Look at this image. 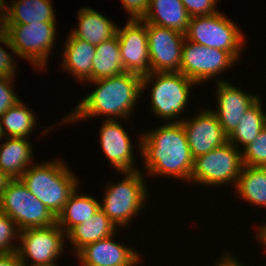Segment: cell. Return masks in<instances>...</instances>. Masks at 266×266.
I'll return each instance as SVG.
<instances>
[{
	"label": "cell",
	"instance_id": "6da1fadb",
	"mask_svg": "<svg viewBox=\"0 0 266 266\" xmlns=\"http://www.w3.org/2000/svg\"><path fill=\"white\" fill-rule=\"evenodd\" d=\"M138 147L148 174L167 175L190 183L194 159L181 122L164 123L141 133Z\"/></svg>",
	"mask_w": 266,
	"mask_h": 266
},
{
	"label": "cell",
	"instance_id": "7a4b0ae2",
	"mask_svg": "<svg viewBox=\"0 0 266 266\" xmlns=\"http://www.w3.org/2000/svg\"><path fill=\"white\" fill-rule=\"evenodd\" d=\"M88 82L97 88L85 96L60 123H73L105 115L106 120H118L121 117L128 119L142 95V76L135 73L123 72Z\"/></svg>",
	"mask_w": 266,
	"mask_h": 266
},
{
	"label": "cell",
	"instance_id": "3957f363",
	"mask_svg": "<svg viewBox=\"0 0 266 266\" xmlns=\"http://www.w3.org/2000/svg\"><path fill=\"white\" fill-rule=\"evenodd\" d=\"M33 164L19 179L57 217L79 187V180L59 159Z\"/></svg>",
	"mask_w": 266,
	"mask_h": 266
},
{
	"label": "cell",
	"instance_id": "277c9868",
	"mask_svg": "<svg viewBox=\"0 0 266 266\" xmlns=\"http://www.w3.org/2000/svg\"><path fill=\"white\" fill-rule=\"evenodd\" d=\"M151 84L150 111L167 123L181 122L183 118L179 116L184 113L196 83L181 72H150L142 76V93Z\"/></svg>",
	"mask_w": 266,
	"mask_h": 266
},
{
	"label": "cell",
	"instance_id": "5b68a950",
	"mask_svg": "<svg viewBox=\"0 0 266 266\" xmlns=\"http://www.w3.org/2000/svg\"><path fill=\"white\" fill-rule=\"evenodd\" d=\"M56 22L5 25L0 30V43L12 54L30 61L35 69L45 68L55 44Z\"/></svg>",
	"mask_w": 266,
	"mask_h": 266
},
{
	"label": "cell",
	"instance_id": "8992f818",
	"mask_svg": "<svg viewBox=\"0 0 266 266\" xmlns=\"http://www.w3.org/2000/svg\"><path fill=\"white\" fill-rule=\"evenodd\" d=\"M121 181L109 183L106 186L104 199L100 209L118 227L130 225V221L141 212L144 203L148 200L144 173L140 170L122 172Z\"/></svg>",
	"mask_w": 266,
	"mask_h": 266
},
{
	"label": "cell",
	"instance_id": "52a82bcc",
	"mask_svg": "<svg viewBox=\"0 0 266 266\" xmlns=\"http://www.w3.org/2000/svg\"><path fill=\"white\" fill-rule=\"evenodd\" d=\"M242 32L237 23L218 11L209 16L191 17L185 38L206 47L227 51L238 61L245 47Z\"/></svg>",
	"mask_w": 266,
	"mask_h": 266
},
{
	"label": "cell",
	"instance_id": "ba28073f",
	"mask_svg": "<svg viewBox=\"0 0 266 266\" xmlns=\"http://www.w3.org/2000/svg\"><path fill=\"white\" fill-rule=\"evenodd\" d=\"M0 211L8 215L18 229L48 227L56 216L37 199L20 179H11L0 197Z\"/></svg>",
	"mask_w": 266,
	"mask_h": 266
},
{
	"label": "cell",
	"instance_id": "9c48e42d",
	"mask_svg": "<svg viewBox=\"0 0 266 266\" xmlns=\"http://www.w3.org/2000/svg\"><path fill=\"white\" fill-rule=\"evenodd\" d=\"M242 167L241 150L227 142L194 159L190 182H198L207 187L232 183L235 187Z\"/></svg>",
	"mask_w": 266,
	"mask_h": 266
},
{
	"label": "cell",
	"instance_id": "30bf717a",
	"mask_svg": "<svg viewBox=\"0 0 266 266\" xmlns=\"http://www.w3.org/2000/svg\"><path fill=\"white\" fill-rule=\"evenodd\" d=\"M66 233L55 223L48 227L28 228L20 231L17 253L23 266H52L63 254Z\"/></svg>",
	"mask_w": 266,
	"mask_h": 266
},
{
	"label": "cell",
	"instance_id": "8fae6325",
	"mask_svg": "<svg viewBox=\"0 0 266 266\" xmlns=\"http://www.w3.org/2000/svg\"><path fill=\"white\" fill-rule=\"evenodd\" d=\"M234 63L236 60L227 51L184 39L180 72L194 81L196 85L217 76L216 82L227 81L222 77L219 79L218 74L227 71L226 69Z\"/></svg>",
	"mask_w": 266,
	"mask_h": 266
},
{
	"label": "cell",
	"instance_id": "7c38bea8",
	"mask_svg": "<svg viewBox=\"0 0 266 266\" xmlns=\"http://www.w3.org/2000/svg\"><path fill=\"white\" fill-rule=\"evenodd\" d=\"M150 72H180L185 34L146 24Z\"/></svg>",
	"mask_w": 266,
	"mask_h": 266
},
{
	"label": "cell",
	"instance_id": "4fadbf2b",
	"mask_svg": "<svg viewBox=\"0 0 266 266\" xmlns=\"http://www.w3.org/2000/svg\"><path fill=\"white\" fill-rule=\"evenodd\" d=\"M193 118L181 121L186 132L190 153L193 159L207 154L228 142L217 116L212 109L201 108Z\"/></svg>",
	"mask_w": 266,
	"mask_h": 266
},
{
	"label": "cell",
	"instance_id": "5bb4252c",
	"mask_svg": "<svg viewBox=\"0 0 266 266\" xmlns=\"http://www.w3.org/2000/svg\"><path fill=\"white\" fill-rule=\"evenodd\" d=\"M122 65L125 72L145 76L150 73V58L146 23L130 20L117 28Z\"/></svg>",
	"mask_w": 266,
	"mask_h": 266
},
{
	"label": "cell",
	"instance_id": "9a60e30c",
	"mask_svg": "<svg viewBox=\"0 0 266 266\" xmlns=\"http://www.w3.org/2000/svg\"><path fill=\"white\" fill-rule=\"evenodd\" d=\"M216 109L212 110L218 118L225 134L234 132L245 112L260 98L250 94L228 81L216 82Z\"/></svg>",
	"mask_w": 266,
	"mask_h": 266
},
{
	"label": "cell",
	"instance_id": "2e32d148",
	"mask_svg": "<svg viewBox=\"0 0 266 266\" xmlns=\"http://www.w3.org/2000/svg\"><path fill=\"white\" fill-rule=\"evenodd\" d=\"M98 131L100 146L112 167L121 173L140 170L134 166L131 138L118 120L105 119Z\"/></svg>",
	"mask_w": 266,
	"mask_h": 266
},
{
	"label": "cell",
	"instance_id": "e0dca14e",
	"mask_svg": "<svg viewBox=\"0 0 266 266\" xmlns=\"http://www.w3.org/2000/svg\"><path fill=\"white\" fill-rule=\"evenodd\" d=\"M113 236L83 247L77 254L81 266H135L141 255L131 247L114 241Z\"/></svg>",
	"mask_w": 266,
	"mask_h": 266
},
{
	"label": "cell",
	"instance_id": "ac0fdd59",
	"mask_svg": "<svg viewBox=\"0 0 266 266\" xmlns=\"http://www.w3.org/2000/svg\"><path fill=\"white\" fill-rule=\"evenodd\" d=\"M69 34L64 43L61 66L78 81H92V62L96 48L87 41Z\"/></svg>",
	"mask_w": 266,
	"mask_h": 266
},
{
	"label": "cell",
	"instance_id": "d6986e66",
	"mask_svg": "<svg viewBox=\"0 0 266 266\" xmlns=\"http://www.w3.org/2000/svg\"><path fill=\"white\" fill-rule=\"evenodd\" d=\"M116 232L117 226L99 208L88 220L72 227L66 233V239L77 254L86 245L114 236Z\"/></svg>",
	"mask_w": 266,
	"mask_h": 266
},
{
	"label": "cell",
	"instance_id": "ffe728a7",
	"mask_svg": "<svg viewBox=\"0 0 266 266\" xmlns=\"http://www.w3.org/2000/svg\"><path fill=\"white\" fill-rule=\"evenodd\" d=\"M190 18L181 0H149L143 21L185 34Z\"/></svg>",
	"mask_w": 266,
	"mask_h": 266
},
{
	"label": "cell",
	"instance_id": "44dd1931",
	"mask_svg": "<svg viewBox=\"0 0 266 266\" xmlns=\"http://www.w3.org/2000/svg\"><path fill=\"white\" fill-rule=\"evenodd\" d=\"M78 25L70 33L96 46L117 34L118 26L97 10L83 7L78 12Z\"/></svg>",
	"mask_w": 266,
	"mask_h": 266
},
{
	"label": "cell",
	"instance_id": "7402d4cb",
	"mask_svg": "<svg viewBox=\"0 0 266 266\" xmlns=\"http://www.w3.org/2000/svg\"><path fill=\"white\" fill-rule=\"evenodd\" d=\"M5 139L6 141L0 144V170L10 179H19L26 169L33 165V146L29 138Z\"/></svg>",
	"mask_w": 266,
	"mask_h": 266
},
{
	"label": "cell",
	"instance_id": "603a6c76",
	"mask_svg": "<svg viewBox=\"0 0 266 266\" xmlns=\"http://www.w3.org/2000/svg\"><path fill=\"white\" fill-rule=\"evenodd\" d=\"M50 0H16L8 4L6 25L57 22Z\"/></svg>",
	"mask_w": 266,
	"mask_h": 266
},
{
	"label": "cell",
	"instance_id": "cb8c5ba5",
	"mask_svg": "<svg viewBox=\"0 0 266 266\" xmlns=\"http://www.w3.org/2000/svg\"><path fill=\"white\" fill-rule=\"evenodd\" d=\"M80 187L69 197L62 211L56 217V224L67 233L72 227L82 224L100 208L99 200L90 195L78 193Z\"/></svg>",
	"mask_w": 266,
	"mask_h": 266
},
{
	"label": "cell",
	"instance_id": "d4e9b609",
	"mask_svg": "<svg viewBox=\"0 0 266 266\" xmlns=\"http://www.w3.org/2000/svg\"><path fill=\"white\" fill-rule=\"evenodd\" d=\"M234 189L242 200L266 208V167L243 165Z\"/></svg>",
	"mask_w": 266,
	"mask_h": 266
},
{
	"label": "cell",
	"instance_id": "484cf974",
	"mask_svg": "<svg viewBox=\"0 0 266 266\" xmlns=\"http://www.w3.org/2000/svg\"><path fill=\"white\" fill-rule=\"evenodd\" d=\"M92 62V81L117 76L125 72L122 65L117 34L95 46Z\"/></svg>",
	"mask_w": 266,
	"mask_h": 266
},
{
	"label": "cell",
	"instance_id": "4316f807",
	"mask_svg": "<svg viewBox=\"0 0 266 266\" xmlns=\"http://www.w3.org/2000/svg\"><path fill=\"white\" fill-rule=\"evenodd\" d=\"M262 100L259 98L242 116L233 133L228 136V142L238 147L251 144L266 127V113ZM242 145V146H239Z\"/></svg>",
	"mask_w": 266,
	"mask_h": 266
},
{
	"label": "cell",
	"instance_id": "83f0119b",
	"mask_svg": "<svg viewBox=\"0 0 266 266\" xmlns=\"http://www.w3.org/2000/svg\"><path fill=\"white\" fill-rule=\"evenodd\" d=\"M23 102L18 101L0 116L4 137L29 138L35 128L37 117ZM36 118V119H35Z\"/></svg>",
	"mask_w": 266,
	"mask_h": 266
},
{
	"label": "cell",
	"instance_id": "f1b7e54d",
	"mask_svg": "<svg viewBox=\"0 0 266 266\" xmlns=\"http://www.w3.org/2000/svg\"><path fill=\"white\" fill-rule=\"evenodd\" d=\"M241 155L243 165L266 167V127L251 144L243 148Z\"/></svg>",
	"mask_w": 266,
	"mask_h": 266
},
{
	"label": "cell",
	"instance_id": "f546056e",
	"mask_svg": "<svg viewBox=\"0 0 266 266\" xmlns=\"http://www.w3.org/2000/svg\"><path fill=\"white\" fill-rule=\"evenodd\" d=\"M20 230L16 223L5 213L0 211V253L15 252L17 244H13L14 239H19ZM13 244V245H12Z\"/></svg>",
	"mask_w": 266,
	"mask_h": 266
},
{
	"label": "cell",
	"instance_id": "4dcf8cb0",
	"mask_svg": "<svg viewBox=\"0 0 266 266\" xmlns=\"http://www.w3.org/2000/svg\"><path fill=\"white\" fill-rule=\"evenodd\" d=\"M15 79L0 76V116L20 101L12 87Z\"/></svg>",
	"mask_w": 266,
	"mask_h": 266
},
{
	"label": "cell",
	"instance_id": "1f68e13d",
	"mask_svg": "<svg viewBox=\"0 0 266 266\" xmlns=\"http://www.w3.org/2000/svg\"><path fill=\"white\" fill-rule=\"evenodd\" d=\"M190 17L209 16L217 13L218 0H181Z\"/></svg>",
	"mask_w": 266,
	"mask_h": 266
},
{
	"label": "cell",
	"instance_id": "d6a6232c",
	"mask_svg": "<svg viewBox=\"0 0 266 266\" xmlns=\"http://www.w3.org/2000/svg\"><path fill=\"white\" fill-rule=\"evenodd\" d=\"M120 2L130 15V20H143L146 16L149 0H120Z\"/></svg>",
	"mask_w": 266,
	"mask_h": 266
},
{
	"label": "cell",
	"instance_id": "836d02e7",
	"mask_svg": "<svg viewBox=\"0 0 266 266\" xmlns=\"http://www.w3.org/2000/svg\"><path fill=\"white\" fill-rule=\"evenodd\" d=\"M17 63L13 60L12 55L7 50L0 47V76L15 79L17 72Z\"/></svg>",
	"mask_w": 266,
	"mask_h": 266
},
{
	"label": "cell",
	"instance_id": "e575fe53",
	"mask_svg": "<svg viewBox=\"0 0 266 266\" xmlns=\"http://www.w3.org/2000/svg\"><path fill=\"white\" fill-rule=\"evenodd\" d=\"M0 266H23L17 251L0 253Z\"/></svg>",
	"mask_w": 266,
	"mask_h": 266
},
{
	"label": "cell",
	"instance_id": "d590c367",
	"mask_svg": "<svg viewBox=\"0 0 266 266\" xmlns=\"http://www.w3.org/2000/svg\"><path fill=\"white\" fill-rule=\"evenodd\" d=\"M230 253L227 252V254L222 255L223 257L219 259L215 263L214 266H245L244 264H241L235 256L229 255Z\"/></svg>",
	"mask_w": 266,
	"mask_h": 266
},
{
	"label": "cell",
	"instance_id": "8d00e7d4",
	"mask_svg": "<svg viewBox=\"0 0 266 266\" xmlns=\"http://www.w3.org/2000/svg\"><path fill=\"white\" fill-rule=\"evenodd\" d=\"M7 8L8 3H5V0H0V30H4L7 23Z\"/></svg>",
	"mask_w": 266,
	"mask_h": 266
},
{
	"label": "cell",
	"instance_id": "74e56055",
	"mask_svg": "<svg viewBox=\"0 0 266 266\" xmlns=\"http://www.w3.org/2000/svg\"><path fill=\"white\" fill-rule=\"evenodd\" d=\"M258 232H255L258 238V241L265 245L266 248V223L259 225Z\"/></svg>",
	"mask_w": 266,
	"mask_h": 266
},
{
	"label": "cell",
	"instance_id": "f35d334b",
	"mask_svg": "<svg viewBox=\"0 0 266 266\" xmlns=\"http://www.w3.org/2000/svg\"><path fill=\"white\" fill-rule=\"evenodd\" d=\"M11 179L0 170V197L3 190L6 188V185Z\"/></svg>",
	"mask_w": 266,
	"mask_h": 266
},
{
	"label": "cell",
	"instance_id": "ab89813d",
	"mask_svg": "<svg viewBox=\"0 0 266 266\" xmlns=\"http://www.w3.org/2000/svg\"><path fill=\"white\" fill-rule=\"evenodd\" d=\"M3 133H2V130H1V124H0V141H2V138H3Z\"/></svg>",
	"mask_w": 266,
	"mask_h": 266
}]
</instances>
